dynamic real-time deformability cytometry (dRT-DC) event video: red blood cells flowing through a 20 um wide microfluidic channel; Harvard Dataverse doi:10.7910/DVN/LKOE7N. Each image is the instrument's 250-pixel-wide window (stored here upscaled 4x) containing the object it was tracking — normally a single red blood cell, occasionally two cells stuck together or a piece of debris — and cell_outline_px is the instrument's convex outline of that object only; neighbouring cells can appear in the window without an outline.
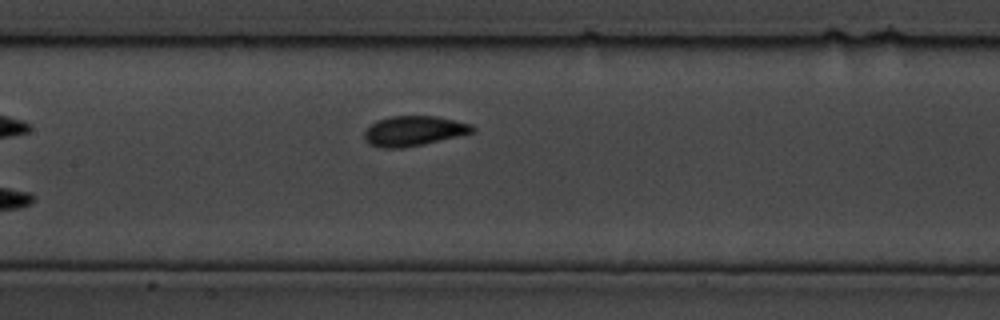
{"species": "common noctule bat (a hibernating species)", "species_latin": "Nyctalus noctula", "temperature_condition": "cold", "stored_images_in_passage": 10, "segment_of_instrument_passage": [1, 2], "camera_frame_rate_fps": 3000, "um_per_image_px": 0.085, "animal": {"sex": "male", "body_mass_g": 19.5, "forearm_length_mm": 54.6}, "frame": {"image": 1, "passage_image": 7, "time_ms": 2.0, "image_size_px": [1000, 320], "cell_outline_px": [[476, 128], [472, 132], [424, 144], [404, 148], [380, 148], [368, 144], [364, 140], [364, 132], [376, 120], [392, 116], [436, 116], [472, 124]], "centroid_in_image_um": [35.13, 11.13], "position_along_channel_um": 172.3, "area_um2": 18.84}}
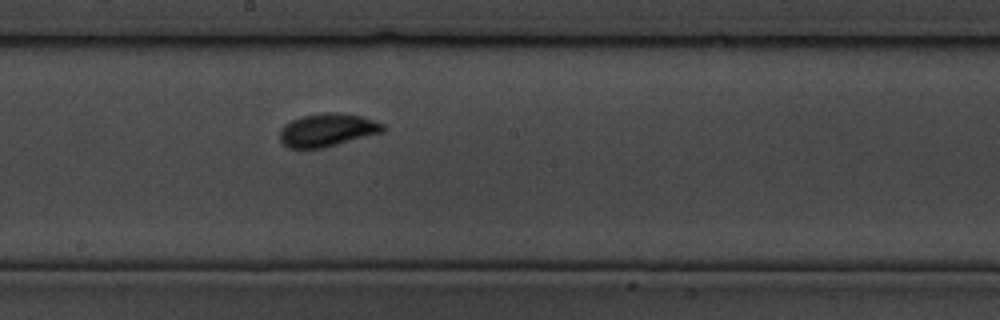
{"frame": {"image": 2, "passage_image": 9, "time_ms": 2.667, "image_size_px": [1000, 320], "cell_outline_px": [[384, 132], [324, 148], [288, 148], [280, 140], [280, 128], [284, 124], [300, 116], [328, 112], [360, 116], [384, 124]], "centroid_in_image_um": [27.8, 11.06], "position_along_channel_um": 220.4, "area_um2": 19.77}}